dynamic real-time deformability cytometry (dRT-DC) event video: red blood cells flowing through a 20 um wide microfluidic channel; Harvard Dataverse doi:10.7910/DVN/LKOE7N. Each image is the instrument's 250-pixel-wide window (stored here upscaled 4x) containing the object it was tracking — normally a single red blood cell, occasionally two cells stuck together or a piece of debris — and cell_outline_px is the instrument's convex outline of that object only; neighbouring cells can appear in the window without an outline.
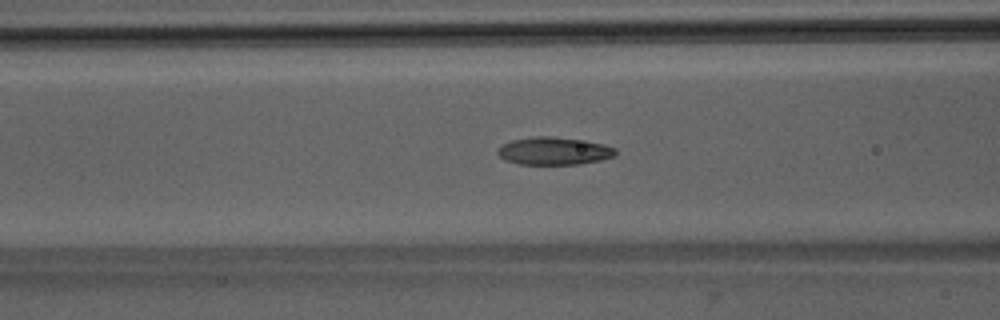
{"species": "Egyptian fruit bat (a non-hibernating species)", "species_latin": "Rousettus aegyptiacus", "temperature_condition": "room temperature", "stored_images_in_passage": 51, "camera_frame_rate_fps": 3000, "um_per_image_px": 0.085, "animal": {"sex": "male"}, "frame": {"image": 1, "passage_image": 20, "time_ms": 6.333, "image_size_px": [1000, 320], "cell_outline_px": [[616, 156], [600, 160], [580, 164], [520, 164], [504, 160], [496, 152], [504, 144], [512, 140], [532, 136], [552, 136], [604, 144], [616, 148]], "centroid_in_image_um": [47.09, 12.84], "position_along_channel_um": 119.5, "area_um2": 18.9}}
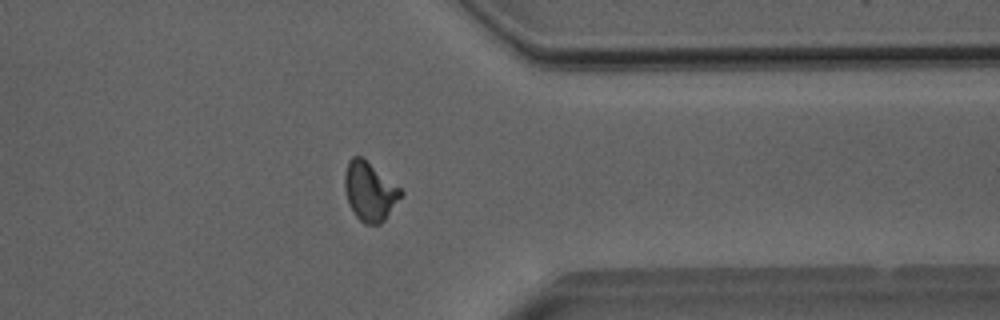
{"frame": {"image": 2, "passage_image": 40, "time_ms": 13.0, "image_size_px": [1000, 320], "cell_outline_px": [[404, 192], [384, 220], [380, 224], [364, 224], [356, 216], [348, 204], [344, 188], [344, 172], [348, 160], [352, 156], [360, 156], [400, 188]], "centroid_in_image_um": [31.38, 16.27], "position_along_channel_um": 380.0, "area_um2": 19.02}}
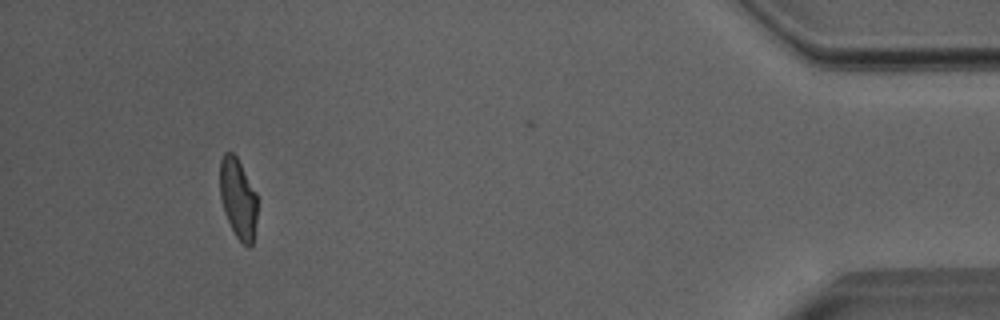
{"frame": {"image": 3, "passage_image": 47, "time_ms": 15.333, "image_size_px": [1000, 320], "cell_outline_px": [[260, 200], [252, 244], [248, 248], [236, 236], [224, 212], [220, 196], [220, 160], [224, 152], [232, 152], [236, 156], [256, 192]], "centroid_in_image_um": [20.26, 16.86], "position_along_channel_um": 414.9, "area_um2": 17.69}, "authors_computed_cell_mechanics": {"area_um2": 18.9006, "velocity_mm_per_s": 4.0147, "shape_relaxation_time_tau1_ms": 3.7505, "shape_relaxation_time_tau2_ms": 1.8578, "deformation_change_tau1": 0.1618, "deformation_change_tau2": 0.0852}}